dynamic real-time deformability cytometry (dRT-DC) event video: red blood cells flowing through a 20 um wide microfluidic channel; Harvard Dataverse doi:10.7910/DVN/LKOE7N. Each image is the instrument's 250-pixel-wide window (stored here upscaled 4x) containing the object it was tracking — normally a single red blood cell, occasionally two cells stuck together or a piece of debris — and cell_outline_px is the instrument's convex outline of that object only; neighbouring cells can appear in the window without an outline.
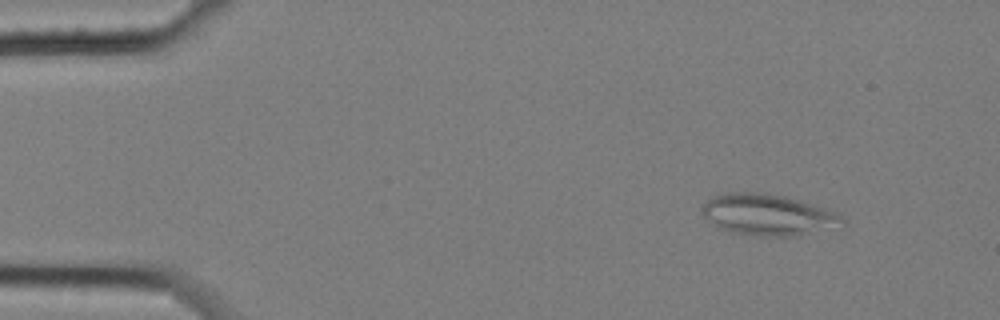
{"species": "common noctule bat (a hibernating species)", "species_latin": "Nyctalus noctula", "temperature_condition": "cold", "stored_images_in_passage": 6, "camera_frame_rate_fps": 3000, "um_per_image_px": 0.085, "animal": {"sex": "female", "body_mass_g": 25.1}, "frame": {"image": 1, "passage_image": 1, "time_ms": 0.0, "image_size_px": [1000, 320], "cell_outline_px": [[844, 220], [800, 236], [760, 236], [728, 232], [716, 228], [700, 212], [700, 208], [712, 196], [720, 192], [760, 192], [784, 196], [800, 200], [836, 212]], "centroid_in_image_um": [65.1, 18.23], "position_along_channel_um": 19.9, "area_um2": 33.35}}
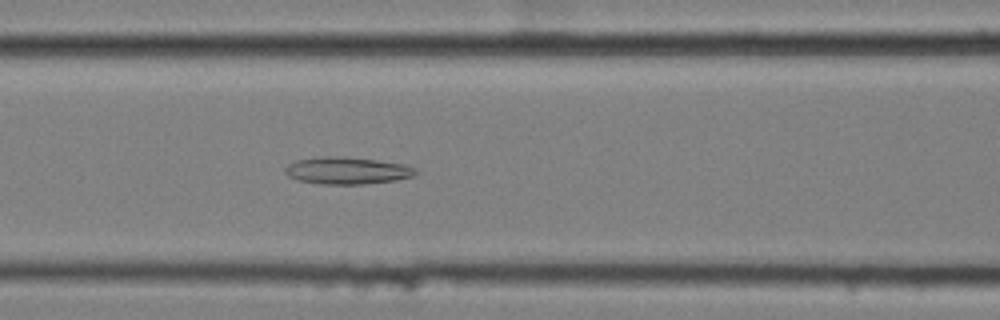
{"frame": {"image": 2, "passage_image": 6, "time_ms": 1.667, "image_size_px": [1000, 320], "cell_outline_px": [[420, 172], [416, 176], [396, 180], [364, 184], [320, 184], [296, 180], [288, 176], [284, 172], [284, 168], [288, 164], [296, 160], [320, 156], [344, 156], [376, 160], [404, 164], [416, 168]], "centroid_in_image_um": [29.51, 14.5], "position_along_channel_um": 137.1, "area_um2": 20.98}}